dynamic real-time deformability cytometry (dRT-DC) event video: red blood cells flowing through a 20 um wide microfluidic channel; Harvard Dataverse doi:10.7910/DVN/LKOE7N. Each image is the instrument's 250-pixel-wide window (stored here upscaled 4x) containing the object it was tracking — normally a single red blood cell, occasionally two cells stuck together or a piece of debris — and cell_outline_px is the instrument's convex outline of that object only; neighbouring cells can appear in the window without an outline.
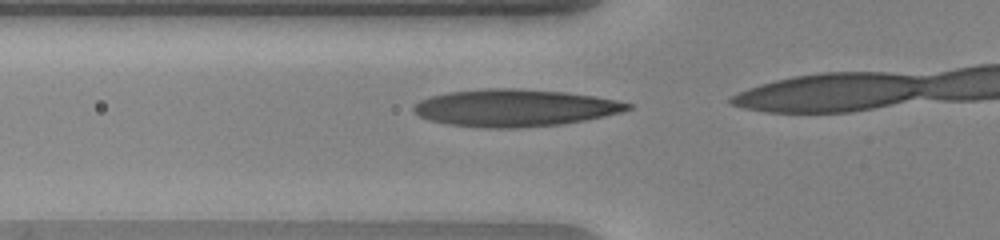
{"species": "human", "species_latin": "Homo sapiens", "temperature_condition": "warm", "stored_images_in_passage": 6, "camera_frame_rate_fps": 3000, "um_per_image_px": 0.085, "donor": {"sex": "female"}, "frame": {"image": 1, "passage_image": 2, "time_ms": 0.333, "image_size_px": [1000, 240], "cell_outline_px": [[632, 108], [624, 112], [564, 124], [520, 128], [484, 128], [448, 124], [428, 120], [420, 116], [412, 108], [420, 100], [428, 96], [448, 92], [488, 88], [520, 88], [564, 92], [592, 96], [616, 100], [632, 104]], "centroid_in_image_um": [43.75, 9.17], "position_along_channel_um": 82.0, "area_um2": 46.53}}
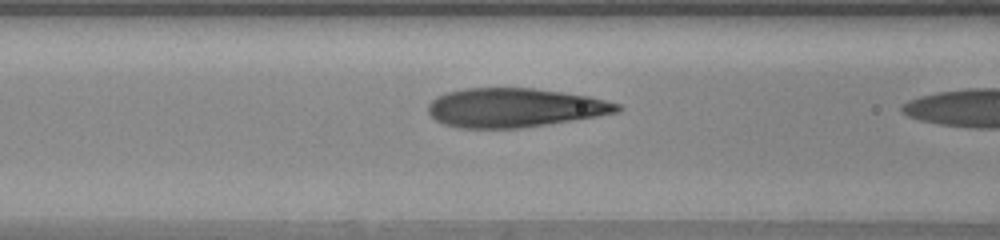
{"frame": {"image": 2, "passage_image": 5, "time_ms": 1.333, "image_size_px": [1000, 240], "cell_outline_px": [[624, 108], [620, 112], [572, 120], [520, 128], [460, 128], [444, 124], [436, 120], [428, 112], [428, 104], [436, 96], [448, 92], [464, 88], [532, 88], [588, 96], [620, 104]], "centroid_in_image_um": [43.72, 9.15], "position_along_channel_um": 122.9, "area_um2": 42.83}}